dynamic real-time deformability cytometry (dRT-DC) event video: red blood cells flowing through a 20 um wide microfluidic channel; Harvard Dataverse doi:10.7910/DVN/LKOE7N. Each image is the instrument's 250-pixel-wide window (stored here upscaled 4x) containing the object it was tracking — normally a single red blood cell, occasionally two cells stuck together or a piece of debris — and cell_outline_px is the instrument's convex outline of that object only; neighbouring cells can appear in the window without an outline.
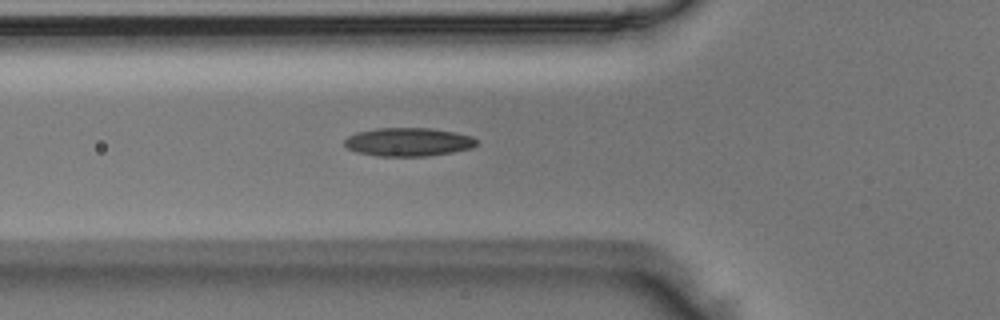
{"species": "Egyptian fruit bat (a non-hibernating species)", "species_latin": "Rousettus aegyptiacus", "temperature_condition": "room temperature", "stored_images_in_passage": 44, "camera_frame_rate_fps": 3000, "um_per_image_px": 0.085, "animal": {"sex": "male"}, "frame": {"image": 1, "passage_image": 14, "time_ms": 4.333, "image_size_px": [1000, 320], "cell_outline_px": [[476, 144], [472, 148], [452, 152], [424, 156], [376, 156], [356, 152], [348, 148], [344, 144], [344, 140], [348, 136], [356, 132], [376, 128], [432, 128], [456, 132], [472, 136], [476, 140]], "centroid_in_image_um": [34.69, 12.06], "position_along_channel_um": 91.1, "area_um2": 21.96}}
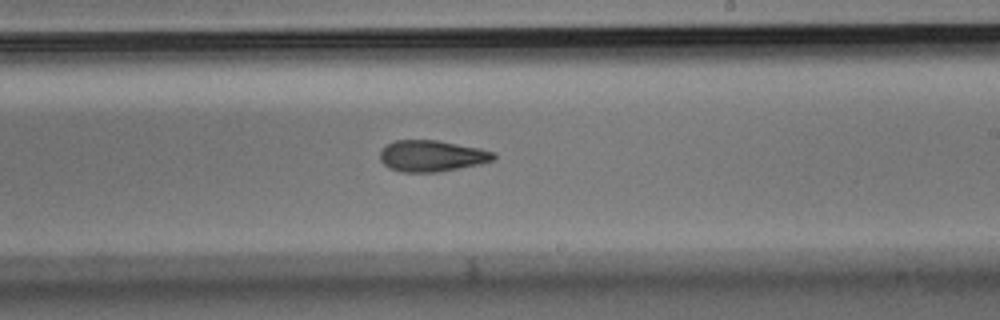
{"frame": {"image": 2, "passage_image": 26, "time_ms": 8.333, "image_size_px": [1000, 320], "cell_outline_px": [[496, 160], [480, 164], [440, 172], [400, 172], [388, 168], [380, 160], [380, 152], [388, 144], [396, 140], [436, 140], [480, 148], [496, 152]], "centroid_in_image_um": [36.74, 13.26], "position_along_channel_um": 252.3, "area_um2": 20.87}}
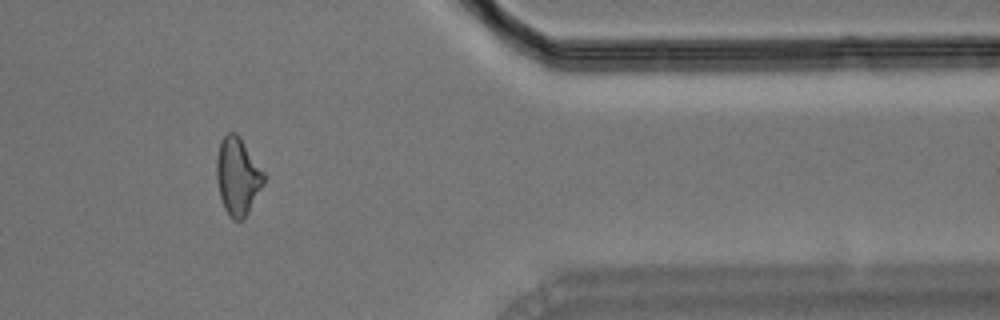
{"frame": {"image": 3, "passage_image": 38, "time_ms": 12.333, "image_size_px": [1000, 320], "cell_outline_px": [[264, 184], [244, 220], [232, 220], [228, 216], [224, 208], [220, 196], [216, 180], [216, 160], [220, 140], [228, 132], [236, 132], [240, 136], [264, 172]], "centroid_in_image_um": [20.19, 14.99], "position_along_channel_um": 391.2, "area_um2": 21.56}}